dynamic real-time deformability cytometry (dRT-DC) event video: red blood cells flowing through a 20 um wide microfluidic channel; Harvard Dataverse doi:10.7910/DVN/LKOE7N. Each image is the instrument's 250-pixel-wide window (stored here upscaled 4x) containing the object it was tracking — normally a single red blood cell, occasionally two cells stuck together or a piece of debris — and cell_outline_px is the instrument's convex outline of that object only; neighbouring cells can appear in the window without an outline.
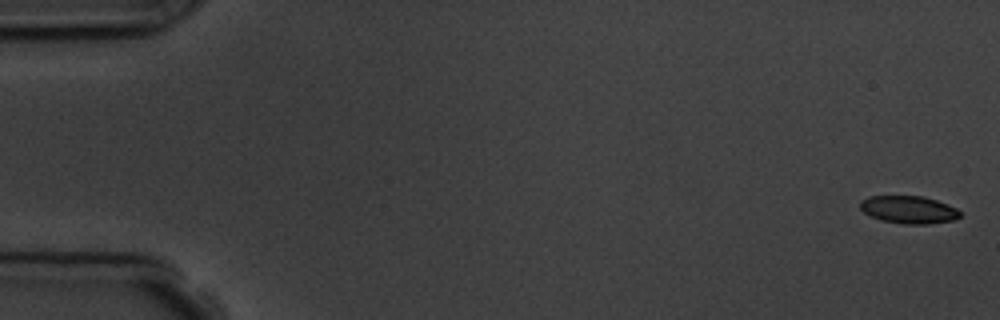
{"species": "common noctule bat (a hibernating species)", "species_latin": "Nyctalus noctula", "temperature_condition": "room temperature", "stored_images_in_passage": 6, "camera_frame_rate_fps": 3000, "um_per_image_px": 0.085, "animal": {"sex": "male", "body_mass_g": 19.5, "forearm_length_mm": 54.6}, "frame": {"image": 1, "passage_image": 1, "time_ms": 0.0, "image_size_px": [1000, 320], "cell_outline_px": [[960, 216], [956, 220], [928, 224], [904, 224], [880, 220], [864, 212], [860, 208], [860, 200], [868, 196], [924, 196], [948, 204], [956, 208], [960, 212]], "centroid_in_image_um": [77.25, 17.82], "position_along_channel_um": 7.7, "area_um2": 16.18}}
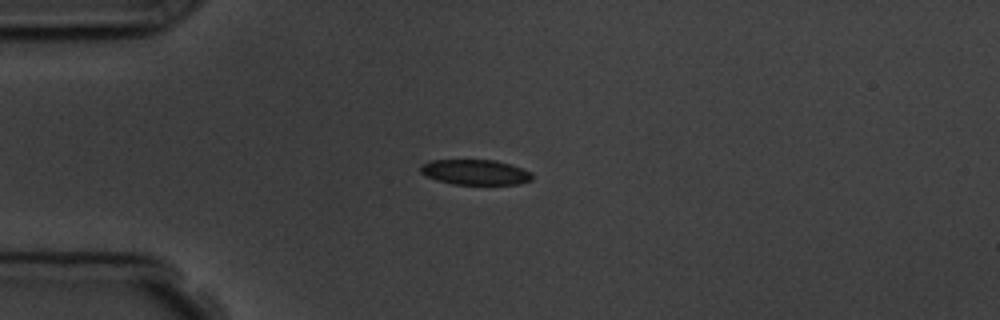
{"frame": {"image": 2, "passage_image": 4, "time_ms": 4.333, "image_size_px": [1000, 320], "cell_outline_px": [[532, 180], [520, 184], [452, 184], [436, 180], [424, 176], [420, 172], [420, 164], [432, 160], [496, 160], [524, 168], [532, 172]], "centroid_in_image_um": [40.39, 14.63], "position_along_channel_um": 44.6, "area_um2": 16.65}}